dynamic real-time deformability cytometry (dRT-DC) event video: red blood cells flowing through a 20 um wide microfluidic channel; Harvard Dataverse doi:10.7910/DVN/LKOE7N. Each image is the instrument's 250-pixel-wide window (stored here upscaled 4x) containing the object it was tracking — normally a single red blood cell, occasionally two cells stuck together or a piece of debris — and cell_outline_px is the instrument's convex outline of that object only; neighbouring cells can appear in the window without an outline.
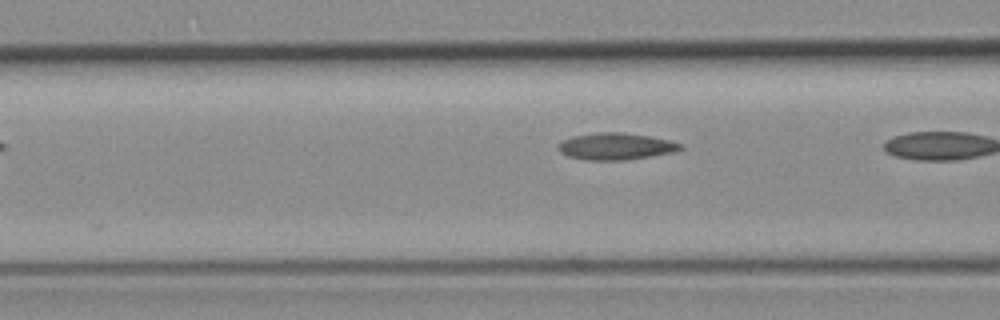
{"species": "common noctule bat (a hibernating species)", "species_latin": "Nyctalus noctula", "temperature_condition": "room temperature", "stored_images_in_passage": 6, "camera_frame_rate_fps": 3000, "um_per_image_px": 0.085, "animal": {"sex": "female", "body_mass_g": 19.3, "forearm_length_mm": 54.1}, "frame": {"image": 1, "passage_image": 6, "time_ms": 6.0, "image_size_px": [1000, 320], "cell_outline_px": [[684, 148], [676, 152], [628, 160], [584, 160], [568, 156], [560, 152], [556, 148], [560, 140], [572, 136], [596, 132], [620, 132], [648, 136], [668, 140], [684, 144]], "centroid_in_image_um": [52.33, 12.44], "position_along_channel_um": 114.3, "area_um2": 19.42}}